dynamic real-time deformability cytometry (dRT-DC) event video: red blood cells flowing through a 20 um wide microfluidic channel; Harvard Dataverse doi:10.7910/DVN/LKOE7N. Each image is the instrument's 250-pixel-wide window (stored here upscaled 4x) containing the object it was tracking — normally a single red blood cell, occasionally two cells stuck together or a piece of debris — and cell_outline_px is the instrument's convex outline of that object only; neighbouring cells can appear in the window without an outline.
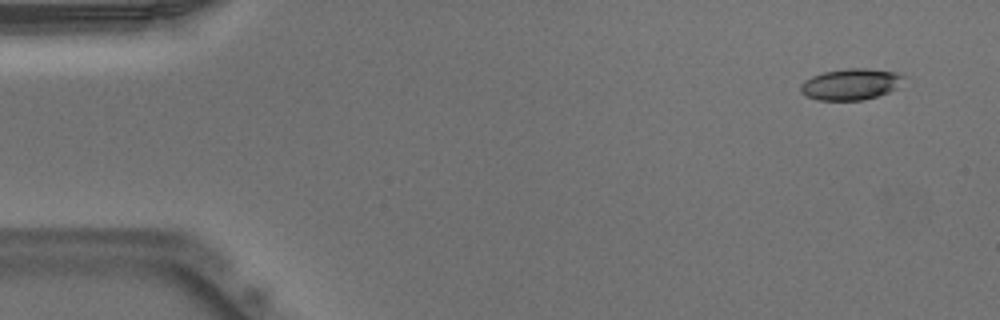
{"species": "Egyptian fruit bat (a non-hibernating species)", "species_latin": "Rousettus aegyptiacus", "temperature_condition": "warm", "stored_images_in_passage": 51, "camera_frame_rate_fps": 3000, "um_per_image_px": 0.085, "animal": {"sex": "male"}, "frame": {"image": 1, "passage_image": 4, "time_ms": 1.0, "image_size_px": [1000, 320], "cell_outline_px": [[904, 76], [896, 88], [888, 92], [864, 100], [816, 100], [804, 96], [800, 92], [800, 84], [804, 80], [812, 76], [824, 72], [848, 68], [868, 68], [896, 72]], "centroid_in_image_um": [72.25, 7.16], "position_along_channel_um": 12.7, "area_um2": 18.79}}
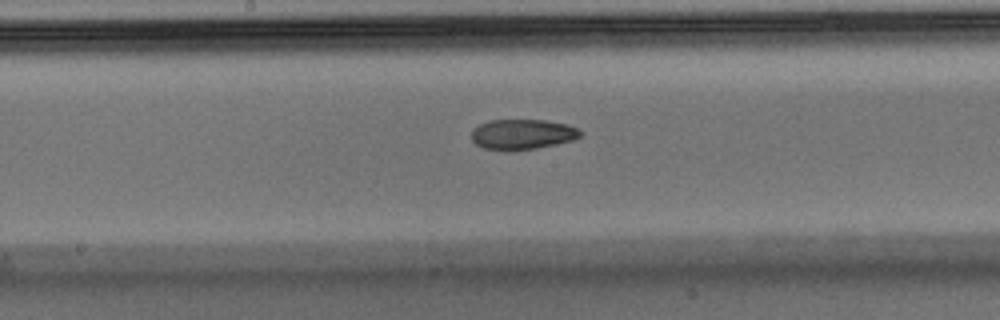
{"frame": {"image": 2, "passage_image": 27, "time_ms": 8.667, "image_size_px": [1000, 320], "cell_outline_px": [[584, 132], [580, 136], [572, 140], [556, 144], [536, 148], [508, 152], [484, 148], [476, 144], [472, 140], [472, 128], [488, 120], [544, 120], [568, 124], [580, 128]], "centroid_in_image_um": [44.41, 11.42], "position_along_channel_um": 203.8, "area_um2": 19.54}}
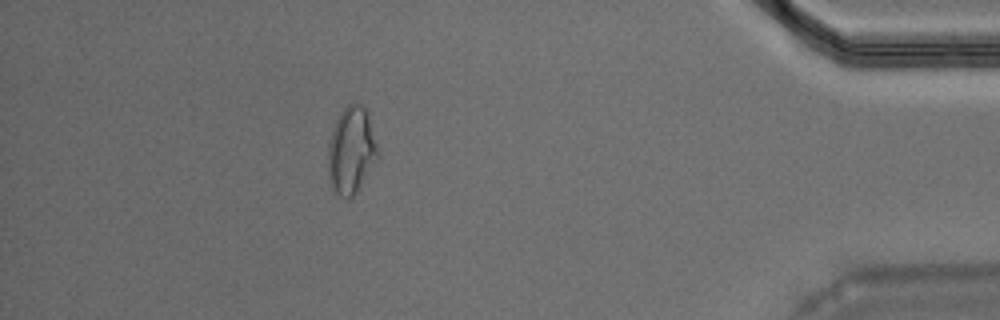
{"frame": {"image": 3, "passage_image": 46, "time_ms": 15.0, "image_size_px": [1000, 320], "cell_outline_px": [[380, 156], [356, 192], [352, 196], [340, 196], [332, 188], [328, 172], [328, 144], [332, 128], [340, 112], [348, 104], [356, 100], [364, 104], [368, 112]], "centroid_in_image_um": [29.87, 12.7], "position_along_channel_um": 405.3, "area_um2": 25.43}, "authors_computed_cell_mechanics": {"area_um2": 19.8832, "velocity_mm_per_s": 3.9523, "shape_relaxation_time_tau1_ms": null, "shape_relaxation_time_tau2_ms": 3.6938, "deformation_change_tau1": null, "deformation_change_tau2": 0.0968}}